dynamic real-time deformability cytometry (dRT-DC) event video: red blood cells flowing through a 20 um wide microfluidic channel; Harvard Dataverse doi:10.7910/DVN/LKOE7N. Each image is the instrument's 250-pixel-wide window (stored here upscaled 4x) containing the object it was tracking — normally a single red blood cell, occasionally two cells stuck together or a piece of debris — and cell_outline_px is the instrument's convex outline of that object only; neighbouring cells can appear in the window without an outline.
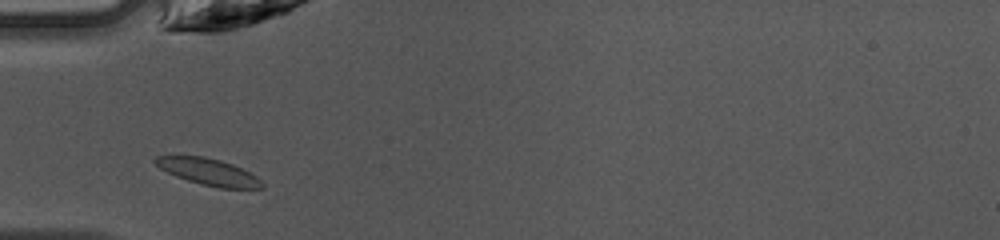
{"species": "common noctule bat (a hibernating species)", "species_latin": "Nyctalus noctula", "temperature_condition": "warm", "stored_images_in_passage": 33, "camera_frame_rate_fps": 3000, "um_per_image_px": 0.085, "animal": {"sex": "female", "body_mass_g": 10.0, "forearm_length_mm": 53.1}, "frame": {"image": 1, "passage_image": 1, "time_ms": 0.0, "image_size_px": [1000, 240], "cell_outline_px": [[264, 188], [220, 188], [200, 184], [176, 176], [160, 168], [152, 160], [156, 156], [204, 156], [220, 160], [232, 164], [256, 176], [264, 184]], "centroid_in_image_um": [17.71, 14.6], "position_along_channel_um": 67.3, "area_um2": 16.36}}
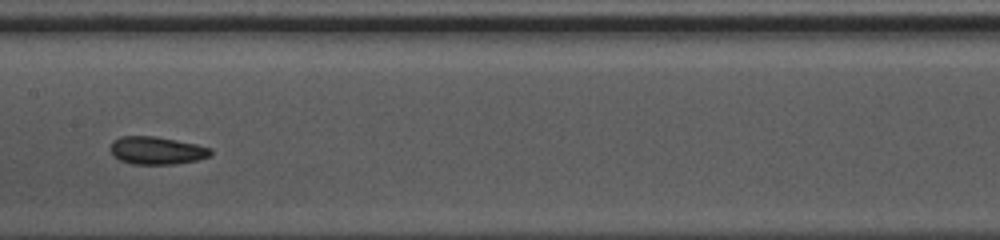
{"frame": {"image": 2, "passage_image": 10, "time_ms": 3.0, "image_size_px": [1000, 240], "cell_outline_px": [[212, 152], [208, 156], [196, 160], [176, 164], [132, 164], [120, 160], [108, 148], [112, 140], [120, 136], [156, 136], [196, 144], [212, 148]], "centroid_in_image_um": [13.29, 12.78], "position_along_channel_um": 194.1, "area_um2": 16.24}}
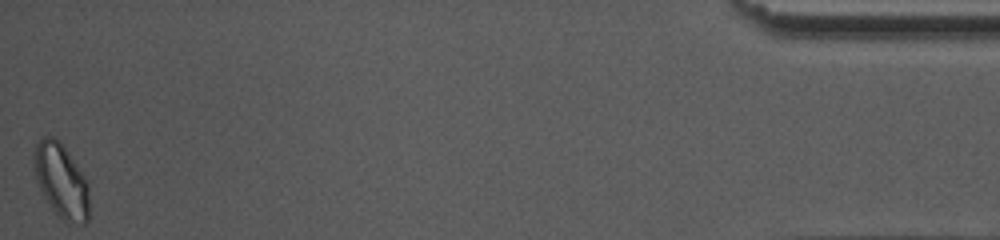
{"frame": {"image": 3, "passage_image": 33, "time_ms": 10.667, "image_size_px": [1000, 240], "cell_outline_px": [[88, 220], [84, 224], [68, 224], [56, 216], [44, 196], [40, 188], [32, 164], [32, 156], [36, 144], [44, 136], [52, 136], [60, 140], [88, 180]], "centroid_in_image_um": [5.2, 15.37], "position_along_channel_um": 430.0, "area_um2": 24.33}, "authors_computed_cell_mechanics": {"area_um2": 16.184, "velocity_mm_per_s": 4.2154, "shape_relaxation_time_tau1_ms": 3.7365, "shape_relaxation_time_tau2_ms": 1.6299, "deformation_change_tau1": 0.0721, "deformation_change_tau2": 0.0669}}